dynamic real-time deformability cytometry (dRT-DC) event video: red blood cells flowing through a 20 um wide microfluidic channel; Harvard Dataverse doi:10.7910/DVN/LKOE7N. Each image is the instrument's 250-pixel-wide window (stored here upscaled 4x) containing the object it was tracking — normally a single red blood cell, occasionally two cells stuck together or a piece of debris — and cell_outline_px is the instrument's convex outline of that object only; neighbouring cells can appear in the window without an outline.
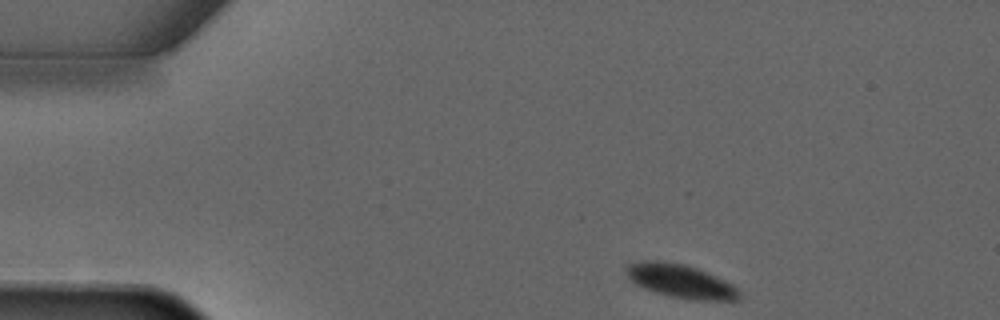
{"species": "common noctule bat (a hibernating species)", "species_latin": "Nyctalus noctula", "temperature_condition": "warm", "stored_images_in_passage": 5, "segment_of_instrument_passage": [2, 2], "camera_frame_rate_fps": 3000, "um_per_image_px": 0.085, "animal": {"sex": "male", "forearm_length_mm": 52.5}, "frame": {"image": 1, "passage_image": 5, "time_ms": 5.667, "image_size_px": [1000, 320], "cell_outline_px": [[740, 300], [688, 300], [668, 296], [656, 292], [636, 284], [628, 276], [628, 264], [640, 260], [652, 260], [684, 264], [696, 268], [732, 284], [740, 292]], "centroid_in_image_um": [57.87, 23.91], "position_along_channel_um": 27.1, "area_um2": 21.73}}